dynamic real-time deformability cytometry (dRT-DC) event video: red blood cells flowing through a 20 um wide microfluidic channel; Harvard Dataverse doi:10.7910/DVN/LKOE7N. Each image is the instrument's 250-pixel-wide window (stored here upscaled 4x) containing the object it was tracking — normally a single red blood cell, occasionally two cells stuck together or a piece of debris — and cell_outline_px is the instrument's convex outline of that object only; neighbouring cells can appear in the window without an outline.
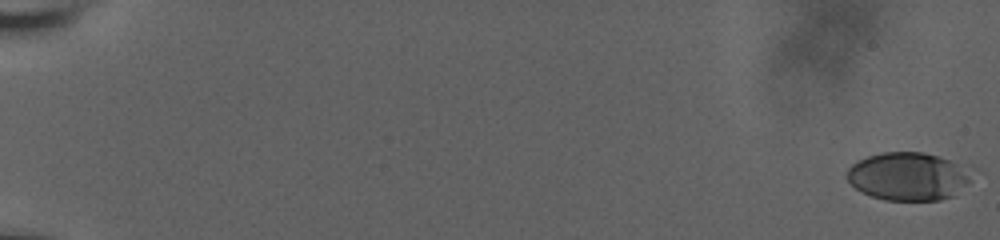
{"species": "human", "species_latin": "Homo sapiens", "temperature_condition": "room temperature", "stored_images_in_passage": 61, "segment_of_instrument_passage": [1, 2], "camera_frame_rate_fps": 3000, "um_per_image_px": 0.085, "donor": {"sex": "male"}, "frame": {"image": 1, "passage_image": 1, "time_ms": 0.0, "image_size_px": [1000, 240], "cell_outline_px": [[976, 172], [952, 196], [940, 200], [884, 200], [872, 196], [856, 188], [844, 176], [848, 168], [856, 160], [868, 156], [884, 152], [924, 152], [976, 168]], "centroid_in_image_um": [77.22, 14.97], "position_along_channel_um": 7.8, "area_um2": 35.14}}
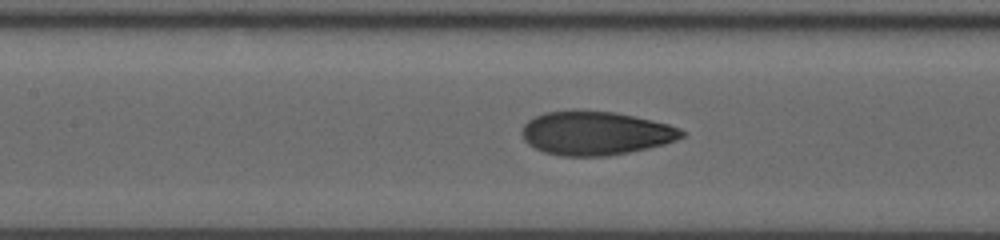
{"frame": {"image": 2, "passage_image": 31, "time_ms": 10.0, "image_size_px": [1000, 240], "cell_outline_px": [[684, 136], [676, 140], [664, 144], [648, 148], [628, 152], [604, 156], [560, 156], [544, 152], [528, 144], [524, 140], [524, 124], [528, 120], [544, 112], [616, 112], [652, 120], [668, 124], [680, 128], [684, 132]], "centroid_in_image_um": [50.66, 11.34], "position_along_channel_um": 156.7, "area_um2": 40.0}}
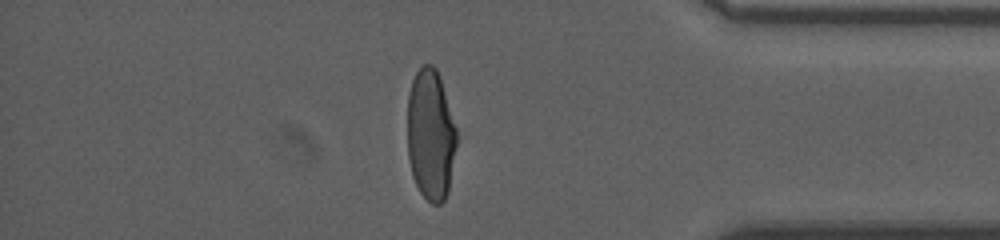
{"frame": {"image": 3, "passage_image": 52, "time_ms": 17.0, "image_size_px": [1000, 240], "cell_outline_px": [[456, 144], [448, 192], [444, 200], [440, 204], [432, 204], [420, 192], [412, 176], [408, 156], [408, 92], [412, 80], [416, 72], [424, 64], [432, 64], [436, 68], [440, 76], [456, 128]], "centroid_in_image_um": [36.59, 11.45], "position_along_channel_um": 398.6, "area_um2": 37.51}}